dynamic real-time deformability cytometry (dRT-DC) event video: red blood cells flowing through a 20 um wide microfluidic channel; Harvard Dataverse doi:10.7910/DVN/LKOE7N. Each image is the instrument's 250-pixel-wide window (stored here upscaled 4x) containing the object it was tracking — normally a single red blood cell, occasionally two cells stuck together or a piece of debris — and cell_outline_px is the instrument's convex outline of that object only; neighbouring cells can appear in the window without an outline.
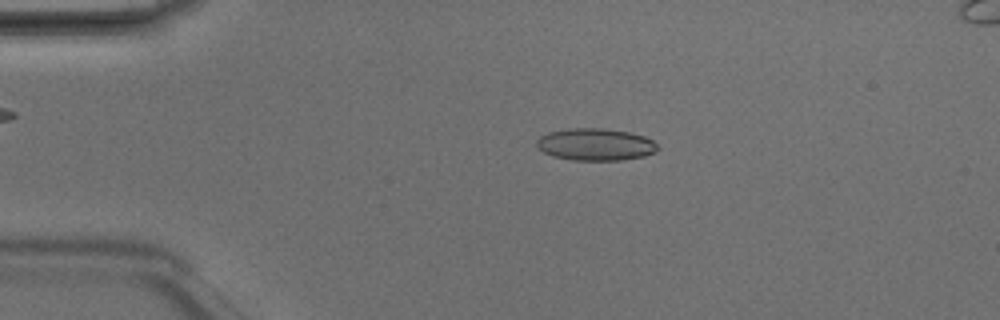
{"species": "Egyptian fruit bat (a non-hibernating species)", "species_latin": "Rousettus aegyptiacus", "temperature_condition": "room temperature", "stored_images_in_passage": 2, "camera_frame_rate_fps": 3000, "um_per_image_px": 0.085, "animal": {"sex": "male"}, "frame": {"image": 1, "passage_image": 1, "time_ms": 0.0, "image_size_px": [1000, 320], "cell_outline_px": [[660, 148], [656, 152], [644, 156], [620, 160], [572, 160], [552, 156], [536, 148], [536, 140], [540, 136], [548, 132], [568, 128], [604, 128], [628, 132], [644, 136], [652, 140]], "centroid_in_image_um": [50.59, 12.28], "position_along_channel_um": 34.4, "area_um2": 22.83}}